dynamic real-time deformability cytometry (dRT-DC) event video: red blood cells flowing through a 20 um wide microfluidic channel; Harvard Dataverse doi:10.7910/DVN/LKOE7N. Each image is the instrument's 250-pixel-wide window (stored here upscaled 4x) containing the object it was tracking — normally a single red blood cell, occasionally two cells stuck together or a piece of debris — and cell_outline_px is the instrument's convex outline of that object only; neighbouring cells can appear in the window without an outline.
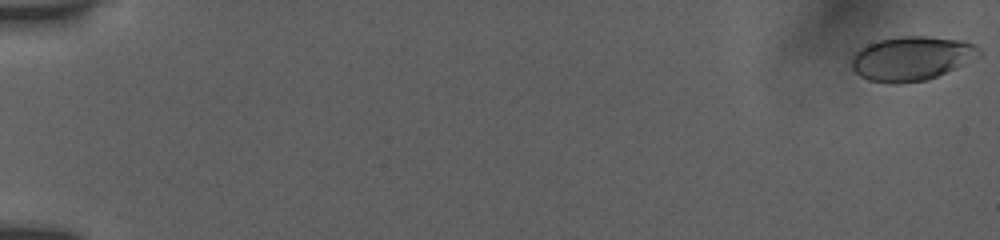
{"species": "human", "species_latin": "Homo sapiens", "temperature_condition": "room temperature", "stored_images_in_passage": 17, "camera_frame_rate_fps": 3000, "um_per_image_px": 0.085, "donor": {"sex": "female"}, "frame": {"image": 1, "passage_image": 1, "time_ms": 0.0, "image_size_px": [1000, 240], "cell_outline_px": [[980, 56], [956, 68], [936, 76], [924, 80], [900, 84], [892, 84], [868, 80], [860, 76], [852, 68], [852, 56], [860, 48], [868, 44], [880, 40], [900, 36], [924, 36], [960, 40], [972, 44], [980, 48]], "centroid_in_image_um": [77.47, 4.97], "position_along_channel_um": 7.5, "area_um2": 32.66}}
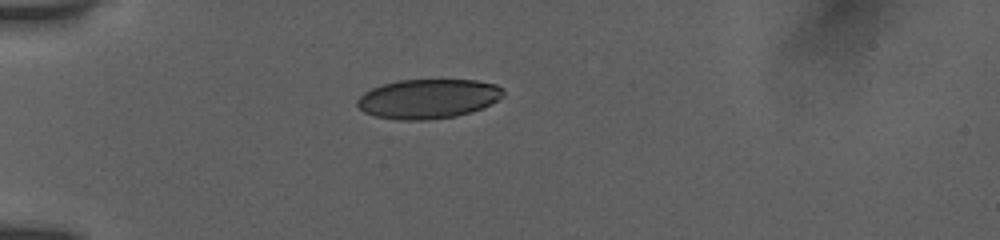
{"frame": {"image": 2, "passage_image": 10, "time_ms": 5.333, "image_size_px": [1000, 240], "cell_outline_px": [[504, 96], [480, 108], [456, 116], [428, 120], [396, 120], [376, 116], [364, 112], [356, 104], [356, 100], [364, 92], [372, 88], [396, 80], [476, 80], [496, 84], [504, 88]], "centroid_in_image_um": [36.37, 8.39], "position_along_channel_um": 48.6, "area_um2": 33.52}}
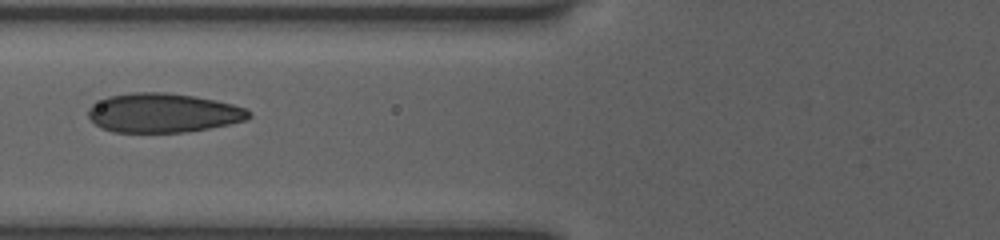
{"frame": {"image": 3, "passage_image": 15, "time_ms": 7.667, "image_size_px": [1000, 240], "cell_outline_px": [[252, 116], [248, 120], [208, 128], [184, 132], [112, 132], [100, 128], [88, 116], [88, 108], [92, 104], [108, 96], [132, 92], [164, 92], [196, 96], [216, 100], [248, 108], [252, 112]], "centroid_in_image_um": [13.88, 9.59], "position_along_channel_um": 111.9, "area_um2": 36.99}}